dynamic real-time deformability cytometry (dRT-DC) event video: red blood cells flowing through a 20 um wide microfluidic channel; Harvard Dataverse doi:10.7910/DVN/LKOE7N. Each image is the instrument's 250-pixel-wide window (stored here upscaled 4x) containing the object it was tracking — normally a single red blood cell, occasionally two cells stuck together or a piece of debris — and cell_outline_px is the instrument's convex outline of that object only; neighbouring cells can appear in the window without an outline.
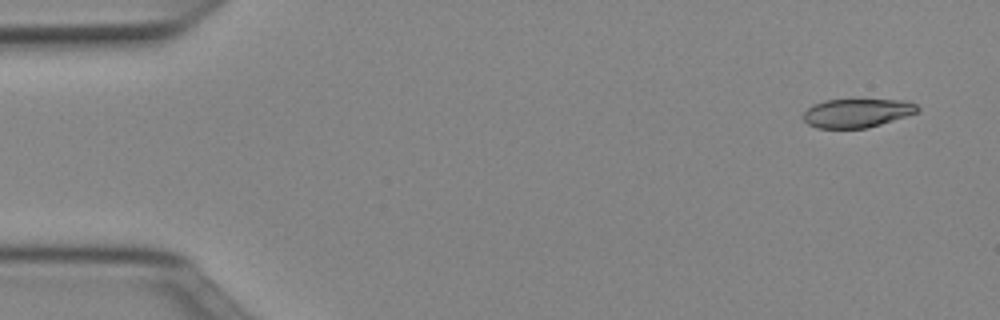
{"species": "Egyptian fruit bat (a non-hibernating species)", "species_latin": "Rousettus aegyptiacus", "temperature_condition": "cold", "stored_images_in_passage": 51, "camera_frame_rate_fps": 3000, "um_per_image_px": 0.085, "animal": {"sex": "female"}, "frame": {"image": 1, "passage_image": 3, "time_ms": 0.667, "image_size_px": [1000, 320], "cell_outline_px": [[920, 112], [868, 128], [816, 128], [808, 124], [804, 120], [804, 112], [812, 104], [824, 100], [852, 96], [908, 100], [916, 104], [920, 108]], "centroid_in_image_um": [72.9, 9.53], "position_along_channel_um": 12.1, "area_um2": 20.46}}
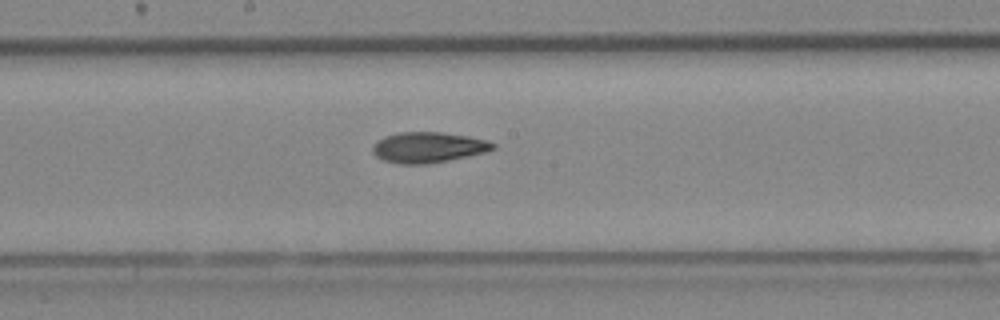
{"frame": {"image": 2, "passage_image": 27, "time_ms": 8.667, "image_size_px": [1000, 320], "cell_outline_px": [[496, 148], [484, 152], [468, 156], [428, 164], [400, 164], [384, 160], [376, 156], [372, 152], [372, 144], [376, 140], [384, 136], [400, 132], [440, 132], [468, 136], [488, 140], [496, 144]], "centroid_in_image_um": [36.37, 12.52], "position_along_channel_um": 211.8, "area_um2": 21.56}}
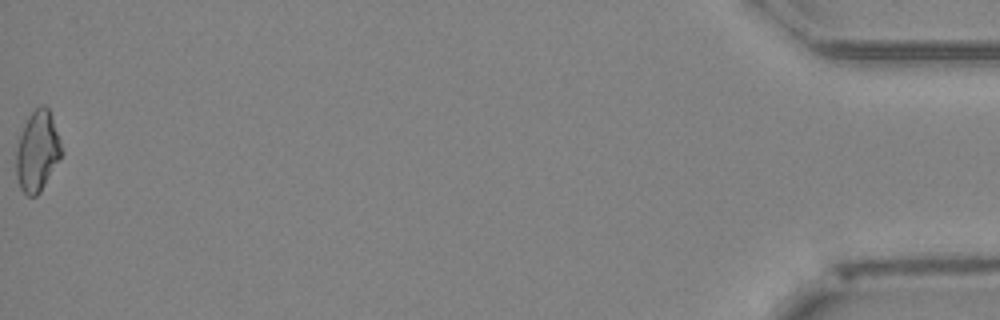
{"frame": {"image": 3, "passage_image": 51, "time_ms": 16.667, "image_size_px": [1000, 320], "cell_outline_px": [[64, 152], [40, 192], [36, 196], [28, 196], [20, 188], [16, 176], [16, 148], [24, 124], [28, 116], [40, 104], [44, 104], [48, 108], [52, 116]], "centroid_in_image_um": [3.18, 12.84], "position_along_channel_um": 432.0, "area_um2": 21.33}, "authors_computed_cell_mechanics": {"area_um2": 21.0392, "velocity_mm_per_s": 3.9943, "shape_relaxation_time_tau1_ms": 3.8066, "shape_relaxation_time_tau2_ms": 4.916, "deformation_change_tau1": 0.1351, "deformation_change_tau2": 0.1236}}